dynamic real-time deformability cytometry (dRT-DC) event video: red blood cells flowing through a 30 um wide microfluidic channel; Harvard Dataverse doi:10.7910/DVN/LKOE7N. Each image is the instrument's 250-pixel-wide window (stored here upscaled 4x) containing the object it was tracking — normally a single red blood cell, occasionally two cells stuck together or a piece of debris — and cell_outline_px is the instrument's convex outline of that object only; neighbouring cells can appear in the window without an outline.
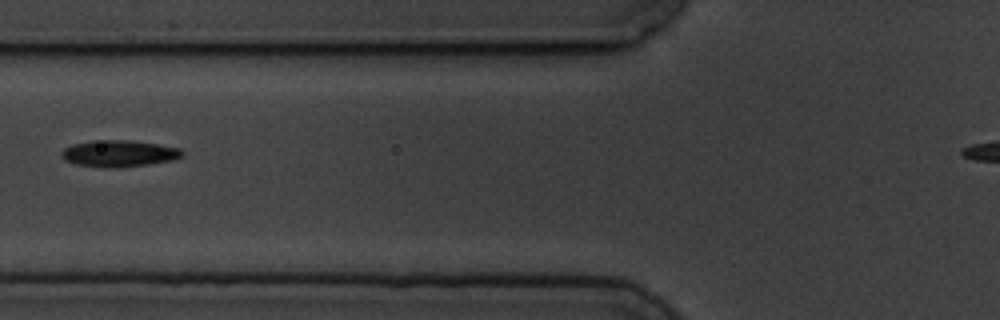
{"species": "common noctule bat (a hibernating species)", "species_latin": "Nyctalus noctula", "temperature_condition": "cold", "stored_images_in_passage": 7, "camera_frame_rate_fps": 3000, "um_per_image_px": 0.085, "animal": {"sex": "male", "body_mass_g": 19.5, "forearm_length_mm": 54.6}, "frame": {"image": 1, "passage_image": 7, "time_ms": 8.0, "image_size_px": [1000, 320], "cell_outline_px": [[184, 156], [172, 160], [148, 164], [112, 168], [104, 168], [76, 164], [64, 160], [60, 152], [64, 148], [72, 144], [92, 140], [128, 140], [156, 144], [180, 148], [184, 152]], "centroid_in_image_um": [10.09, 13.04], "position_along_channel_um": 115.7, "area_um2": 18.73}}